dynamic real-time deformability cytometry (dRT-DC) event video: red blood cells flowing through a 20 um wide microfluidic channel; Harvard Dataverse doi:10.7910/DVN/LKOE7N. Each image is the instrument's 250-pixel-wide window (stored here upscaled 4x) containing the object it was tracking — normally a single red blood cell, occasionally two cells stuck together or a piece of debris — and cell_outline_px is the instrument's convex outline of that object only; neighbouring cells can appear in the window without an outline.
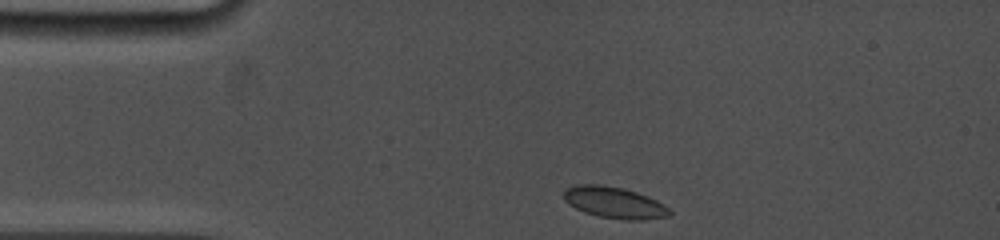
{"species": "common noctule bat (a hibernating species)", "species_latin": "Nyctalus noctula", "temperature_condition": "cold", "stored_images_in_passage": 14, "camera_frame_rate_fps": 5000, "um_per_image_px": 0.085, "animal": {"sex": "female", "body_mass_g": 19.0, "forearm_length_mm": 53.3}, "frame": {"image": 1, "passage_image": 1, "time_ms": 0.0, "image_size_px": [1000, 240], "cell_outline_px": [[672, 212], [668, 216], [644, 220], [624, 220], [600, 216], [584, 212], [568, 204], [564, 200], [564, 192], [568, 188], [576, 184], [600, 184], [624, 188], [648, 196], [664, 204]], "centroid_in_image_um": [52.23, 17.21], "position_along_channel_um": 32.8, "area_um2": 19.36}}
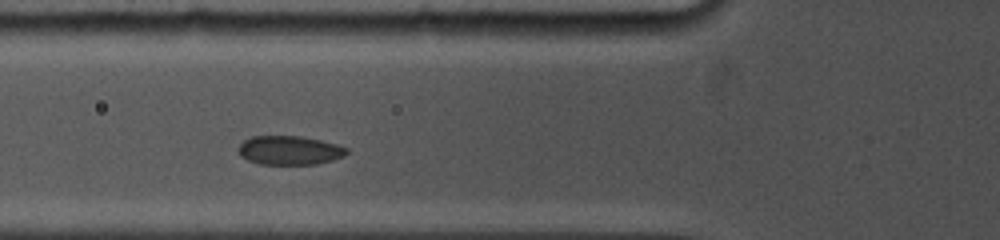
{"frame": {"image": 2, "passage_image": 8, "time_ms": 2.8, "image_size_px": [1000, 240], "cell_outline_px": [[348, 152], [344, 156], [332, 160], [316, 164], [260, 164], [248, 160], [240, 156], [236, 148], [244, 140], [252, 136], [300, 136], [320, 140], [336, 144], [348, 148]], "centroid_in_image_um": [24.58, 12.77], "position_along_channel_um": 101.2, "area_um2": 18.32}}
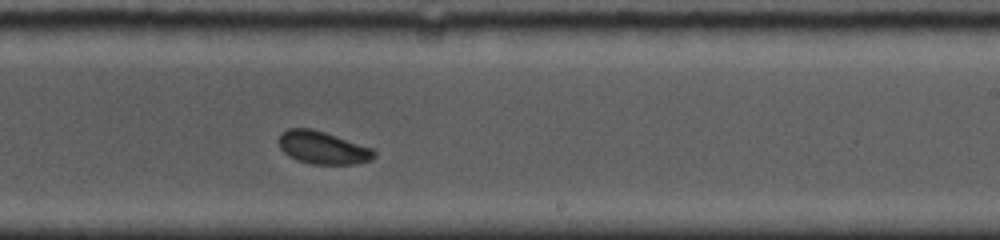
{"frame": {"image": 3, "passage_image": 14, "time_ms": 7.0, "image_size_px": [1000, 240], "cell_outline_px": [[376, 156], [372, 160], [356, 164], [312, 164], [296, 160], [288, 156], [280, 148], [276, 140], [280, 132], [288, 128], [312, 128], [372, 148], [376, 152]], "centroid_in_image_um": [27.39, 12.55], "position_along_channel_um": 261.6, "area_um2": 18.44}}